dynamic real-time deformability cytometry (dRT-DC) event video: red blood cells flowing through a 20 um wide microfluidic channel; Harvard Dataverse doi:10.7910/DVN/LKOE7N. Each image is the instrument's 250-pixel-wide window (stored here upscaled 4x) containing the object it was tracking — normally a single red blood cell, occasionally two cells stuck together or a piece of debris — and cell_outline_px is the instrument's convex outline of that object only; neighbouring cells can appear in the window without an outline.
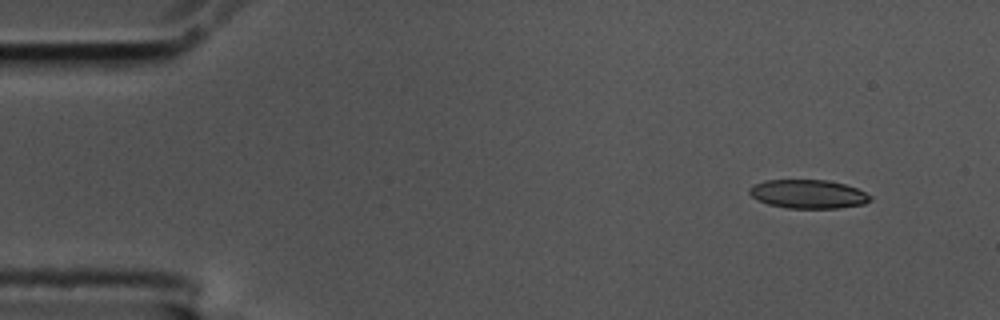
{"species": "common noctule bat (a hibernating species)", "species_latin": "Nyctalus noctula", "temperature_condition": "cold", "stored_images_in_passage": 53, "camera_frame_rate_fps": 3000, "um_per_image_px": 0.085, "animal": {"sex": "male", "body_mass_g": 17.5, "forearm_length_mm": 52.3}, "frame": {"image": 1, "passage_image": 1, "time_ms": 0.0, "image_size_px": [1000, 320], "cell_outline_px": [[872, 200], [864, 204], [840, 208], [788, 208], [768, 204], [752, 196], [748, 192], [748, 188], [764, 180], [828, 180], [844, 184], [856, 188], [872, 196]], "centroid_in_image_um": [68.72, 16.49], "position_along_channel_um": 16.3, "area_um2": 20.17}}
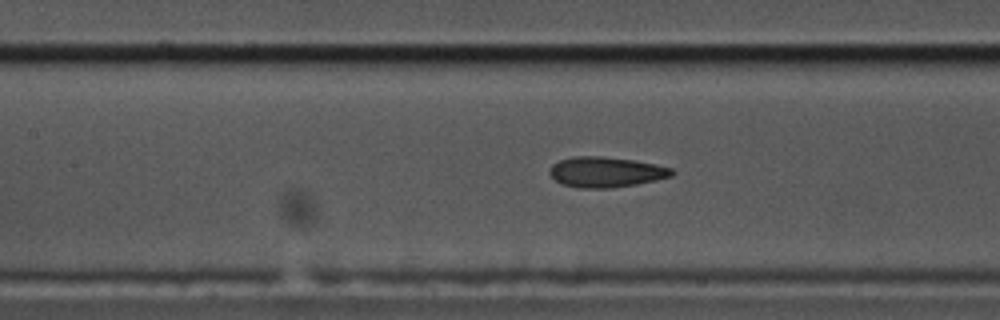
{"frame": {"image": 2, "passage_image": 21, "time_ms": 6.667, "image_size_px": [1000, 320], "cell_outline_px": [[676, 172], [672, 176], [636, 184], [608, 188], [576, 188], [560, 184], [548, 172], [552, 164], [560, 160], [572, 156], [600, 156], [632, 160], [656, 164], [672, 168]], "centroid_in_image_um": [51.48, 14.62], "position_along_channel_um": 155.9, "area_um2": 21.68}}
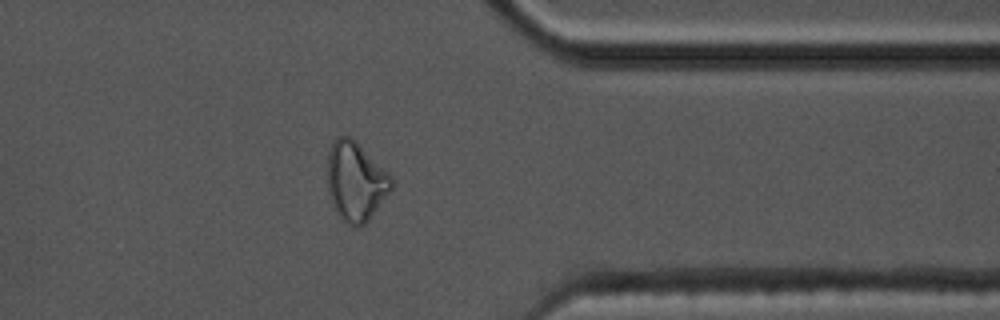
{"frame": {"image": 3, "passage_image": 41, "time_ms": 13.333, "image_size_px": [1000, 320], "cell_outline_px": [[392, 188], [368, 220], [360, 228], [352, 228], [340, 216], [332, 200], [328, 188], [328, 152], [332, 140], [336, 136], [352, 136], [392, 176]], "centroid_in_image_um": [30.23, 15.38], "position_along_channel_um": 381.2, "area_um2": 29.36}, "authors_computed_cell_mechanics": {"area_um2": 21.6172, "velocity_mm_per_s": 3.5366, "shape_relaxation_time_tau1_ms": 5.2079, "shape_relaxation_time_tau2_ms": 1.8632, "deformation_change_tau1": 0.1687, "deformation_change_tau2": 0.1061}}